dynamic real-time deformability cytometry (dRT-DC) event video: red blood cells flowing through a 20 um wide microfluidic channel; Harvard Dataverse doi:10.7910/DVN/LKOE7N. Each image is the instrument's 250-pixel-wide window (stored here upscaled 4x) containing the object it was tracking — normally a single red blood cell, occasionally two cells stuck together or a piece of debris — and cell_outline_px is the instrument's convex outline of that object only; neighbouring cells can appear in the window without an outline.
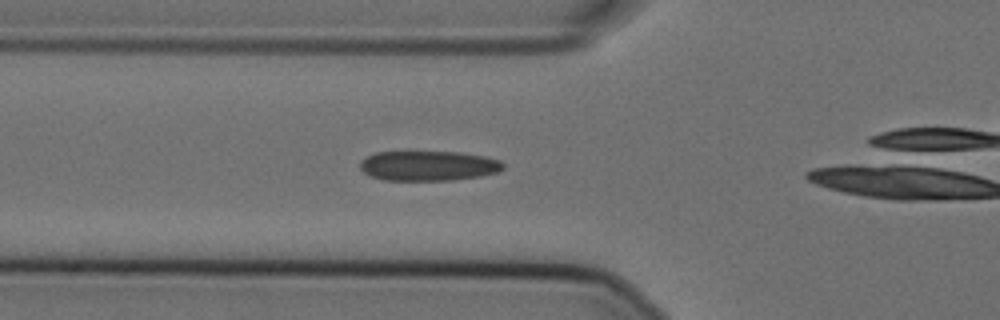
{"species": "Egyptian fruit bat (a non-hibernating species)", "species_latin": "Rousettus aegyptiacus", "temperature_condition": "cold", "stored_images_in_passage": 32, "camera_frame_rate_fps": 3000, "um_per_image_px": 0.085, "animal": {"sex": "female"}, "frame": {"image": 1, "passage_image": 7, "time_ms": 2.0, "image_size_px": [1000, 320], "cell_outline_px": [[504, 168], [496, 172], [480, 176], [452, 180], [384, 180], [372, 176], [364, 172], [360, 168], [360, 160], [376, 152], [460, 152], [484, 156], [500, 160], [504, 164]], "centroid_in_image_um": [36.42, 14.09], "position_along_channel_um": 89.4, "area_um2": 24.85}}
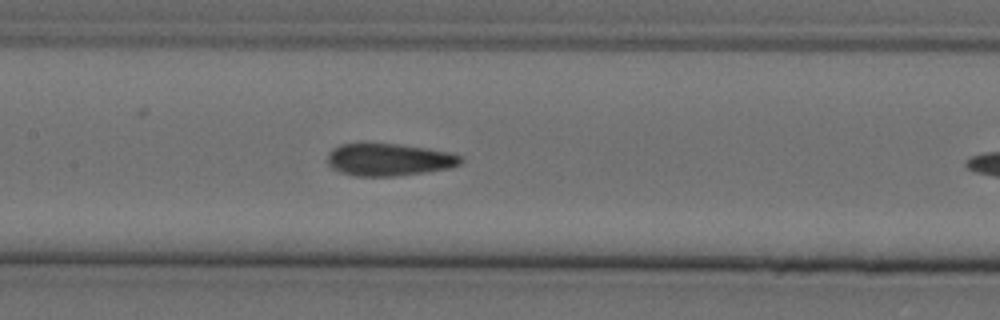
{"frame": {"image": 2, "passage_image": 14, "time_ms": 4.333, "image_size_px": [1000, 320], "cell_outline_px": [[464, 160], [460, 164], [448, 168], [424, 172], [392, 176], [356, 176], [340, 172], [332, 168], [328, 164], [328, 152], [332, 148], [340, 144], [396, 144], [452, 152], [460, 156]], "centroid_in_image_um": [33.05, 13.57], "position_along_channel_um": 174.4, "area_um2": 24.91}}
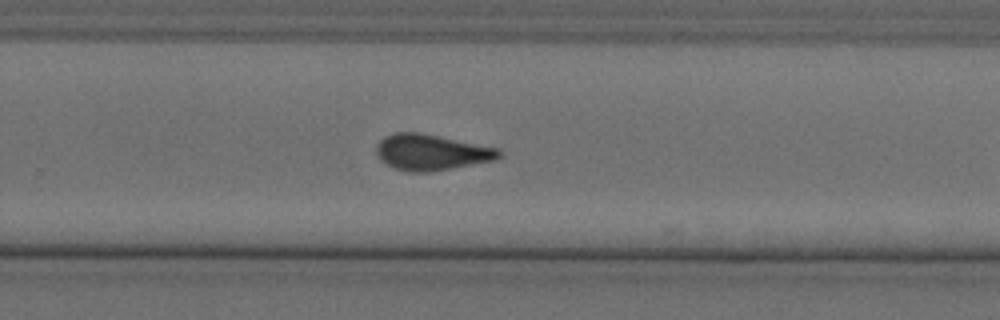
{"frame": {"image": 3, "passage_image": 24, "time_ms": 7.667, "image_size_px": [1000, 320], "cell_outline_px": [[500, 156], [496, 160], [452, 168], [428, 172], [408, 172], [396, 168], [380, 160], [376, 152], [376, 144], [384, 136], [396, 132], [420, 132], [500, 148]], "centroid_in_image_um": [36.66, 12.93], "position_along_channel_um": 293.1, "area_um2": 25.72}}